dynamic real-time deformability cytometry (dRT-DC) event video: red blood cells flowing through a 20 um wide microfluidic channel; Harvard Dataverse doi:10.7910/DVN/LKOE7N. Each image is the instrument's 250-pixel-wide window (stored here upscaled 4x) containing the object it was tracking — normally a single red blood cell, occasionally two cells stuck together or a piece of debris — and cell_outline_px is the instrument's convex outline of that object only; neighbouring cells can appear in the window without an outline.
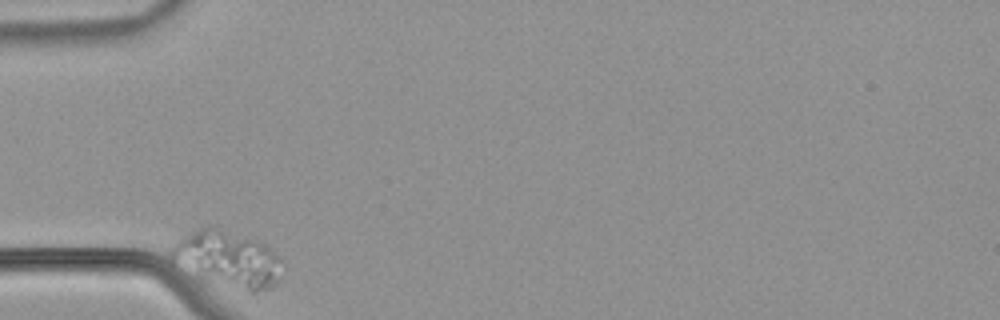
{"species": "common noctule bat (a hibernating species)", "species_latin": "Nyctalus noctula", "temperature_condition": "warm", "stored_images_in_passage": 20, "camera_frame_rate_fps": 3000, "um_per_image_px": 0.085, "animal": {"sex": "male", "body_mass_g": 21.5, "forearm_length_mm": 52.0}, "frame": {"image": 1, "passage_image": 1, "time_ms": 0.0, "image_size_px": [1000, 320], "cell_outline_px": [[280, 260], [276, 284], [272, 288], [252, 292], [196, 276], [168, 260], [168, 248], [180, 236], [204, 224], [208, 224], [256, 240], [280, 256]], "centroid_in_image_um": [19.21, 21.96], "position_along_channel_um": 65.8, "area_um2": 36.36}}
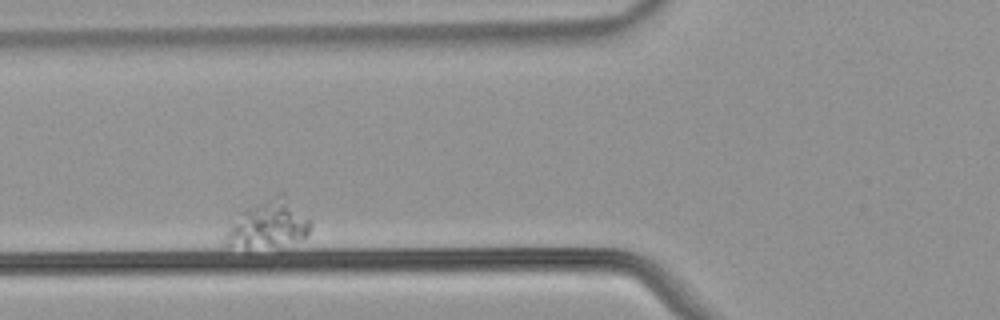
{"frame": {"image": 2, "passage_image": 6, "time_ms": 1.667, "image_size_px": [1000, 320], "cell_outline_px": [[312, 224], [308, 236], [304, 240], [248, 256], [224, 244], [224, 236], [228, 228], [244, 212], [280, 192], [284, 192]], "centroid_in_image_um": [22.79, 19.26], "position_along_channel_um": 103.0, "area_um2": 24.91}}
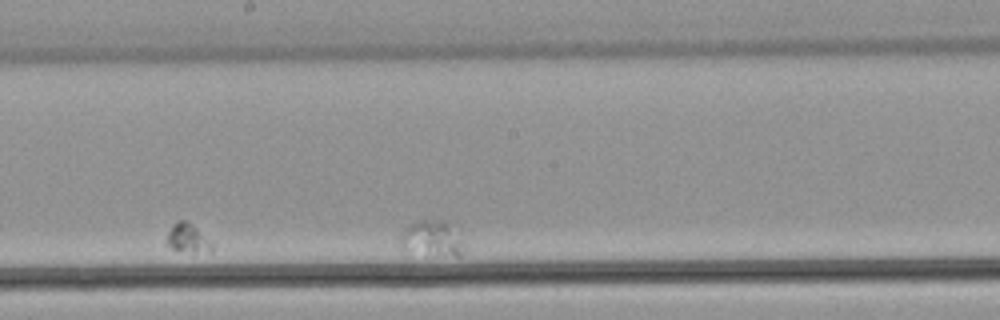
{"frame": {"image": 3, "passage_image": 20, "time_ms": 6.333, "image_size_px": [1000, 320], "cell_outline_px": [[464, 248], [460, 256], [456, 256], [436, 252], [400, 244], [400, 240], [408, 224], [416, 220], [444, 220], [448, 224]], "centroid_in_image_um": [36.74, 20.17], "position_along_channel_um": 211.5, "area_um2": 11.44}}